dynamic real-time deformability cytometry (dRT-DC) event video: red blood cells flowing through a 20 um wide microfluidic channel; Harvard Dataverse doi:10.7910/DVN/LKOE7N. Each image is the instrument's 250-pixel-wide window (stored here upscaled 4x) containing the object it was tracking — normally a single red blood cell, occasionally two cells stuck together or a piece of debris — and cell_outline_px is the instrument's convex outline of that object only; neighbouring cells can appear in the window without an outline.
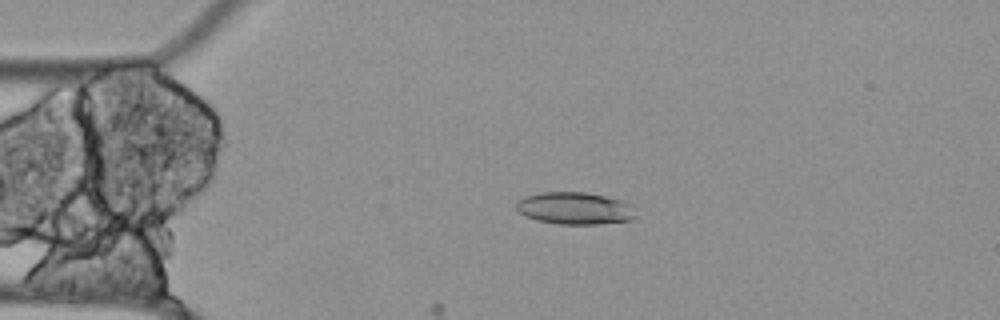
{"species": "Egyptian fruit bat (a non-hibernating species)", "species_latin": "Rousettus aegyptiacus", "temperature_condition": "cold", "stored_images_in_passage": 48, "camera_frame_rate_fps": 3000, "um_per_image_px": 0.085, "animal": {"sex": "female"}, "frame": {"image": 1, "passage_image": 12, "time_ms": 3.667, "image_size_px": [1000, 320], "cell_outline_px": [[636, 216], [632, 220], [596, 224], [560, 224], [536, 220], [524, 216], [516, 208], [516, 200], [524, 196], [540, 192], [584, 192], [604, 196], [628, 204]], "centroid_in_image_um": [48.76, 17.71], "position_along_channel_um": 36.2, "area_um2": 22.2}}
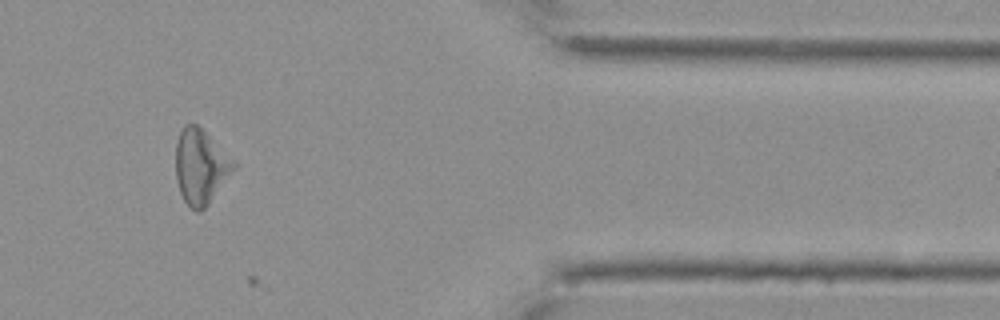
{"frame": {"image": 2, "passage_image": 47, "time_ms": 15.333, "image_size_px": [1000, 320], "cell_outline_px": [[236, 168], [208, 204], [200, 212], [196, 212], [184, 200], [180, 192], [176, 180], [176, 140], [184, 124], [196, 124], [236, 160]], "centroid_in_image_um": [17.06, 14.15], "position_along_channel_um": 394.3, "area_um2": 25.26}}